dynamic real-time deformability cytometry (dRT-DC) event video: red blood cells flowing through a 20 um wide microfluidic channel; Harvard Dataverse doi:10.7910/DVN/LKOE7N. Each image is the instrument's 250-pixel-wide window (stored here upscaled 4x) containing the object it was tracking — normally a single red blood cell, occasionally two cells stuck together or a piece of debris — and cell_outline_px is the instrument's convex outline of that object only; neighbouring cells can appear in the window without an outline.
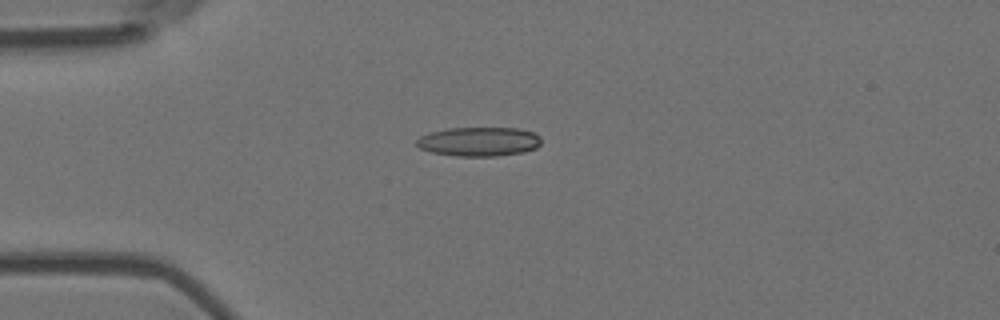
{"species": "Egyptian fruit bat (a non-hibernating species)", "species_latin": "Rousettus aegyptiacus", "temperature_condition": "room temperature", "stored_images_in_passage": 10, "camera_frame_rate_fps": 3000, "um_per_image_px": 0.085, "animal": {"sex": "female"}, "frame": {"image": 1, "passage_image": 4, "time_ms": 1.0, "image_size_px": [1000, 320], "cell_outline_px": [[540, 144], [536, 148], [524, 152], [496, 156], [456, 156], [432, 152], [420, 148], [416, 144], [416, 140], [420, 136], [432, 132], [448, 128], [516, 128], [532, 132], [540, 136]], "centroid_in_image_um": [40.71, 12.04], "position_along_channel_um": 44.3, "area_um2": 21.1}}
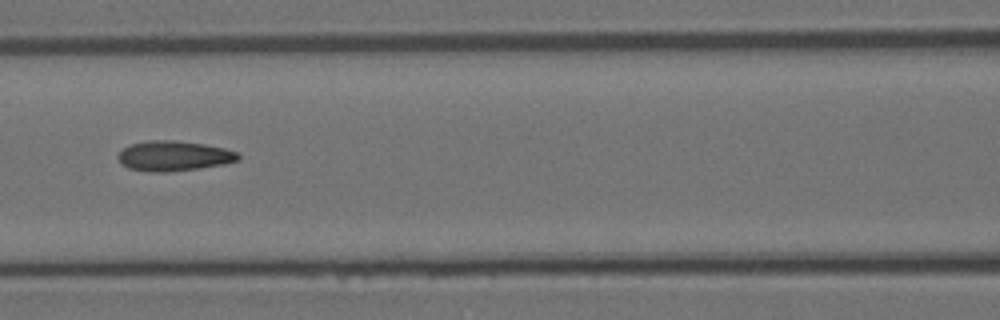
{"frame": {"image": 2, "passage_image": 7, "time_ms": 2.0, "image_size_px": [1000, 320], "cell_outline_px": [[240, 160], [224, 164], [168, 172], [152, 172], [128, 168], [116, 156], [124, 148], [132, 144], [148, 140], [172, 140], [204, 144], [224, 148], [236, 152], [240, 156]], "centroid_in_image_um": [14.78, 13.25], "position_along_channel_um": 151.8, "area_um2": 20.81}}
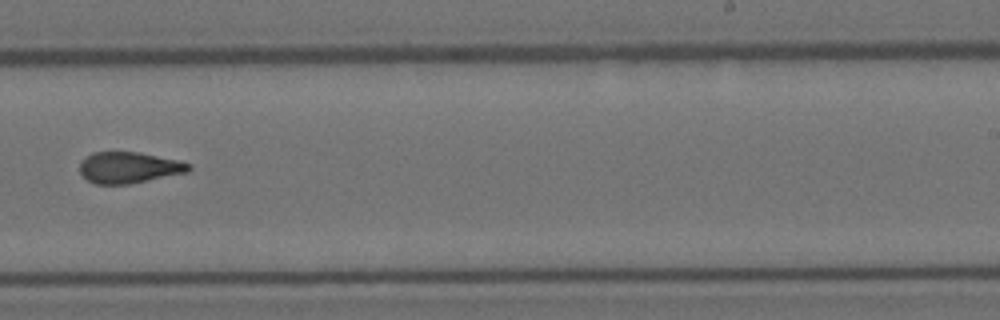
{"frame": {"image": 3, "passage_image": 10, "time_ms": 3.0, "image_size_px": [1000, 320], "cell_outline_px": [[192, 168], [188, 172], [128, 184], [96, 184], [88, 180], [80, 172], [80, 160], [92, 152], [140, 152], [180, 160], [192, 164]], "centroid_in_image_um": [10.98, 14.23], "position_along_channel_um": 278.0, "area_um2": 19.94}}